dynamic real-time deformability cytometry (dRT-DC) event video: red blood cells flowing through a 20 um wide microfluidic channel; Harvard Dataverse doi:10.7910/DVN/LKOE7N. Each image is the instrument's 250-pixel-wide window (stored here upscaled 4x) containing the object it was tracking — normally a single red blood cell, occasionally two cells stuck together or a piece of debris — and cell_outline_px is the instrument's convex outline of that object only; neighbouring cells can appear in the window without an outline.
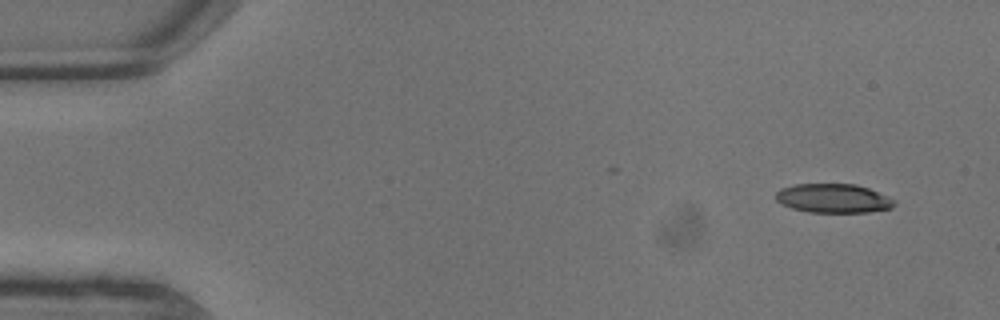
{"species": "common noctule bat (a hibernating species)", "species_latin": "Nyctalus noctula", "temperature_condition": "warm", "stored_images_in_passage": 9, "camera_frame_rate_fps": 3000, "um_per_image_px": 0.085, "animal": {"sex": "male", "body_mass_g": 13.3}, "frame": {"image": 1, "passage_image": 1, "time_ms": 0.0, "image_size_px": [1000, 320], "cell_outline_px": [[896, 204], [892, 208], [868, 212], [808, 212], [792, 208], [780, 204], [776, 200], [776, 192], [780, 188], [796, 184], [856, 184], [868, 188], [896, 200]], "centroid_in_image_um": [70.82, 16.86], "position_along_channel_um": 14.2, "area_um2": 20.11}}
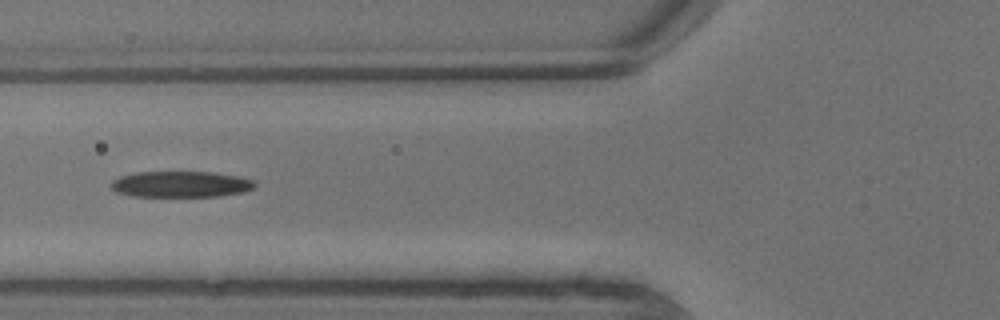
{"frame": {"image": 2, "passage_image": 7, "time_ms": 2.0, "image_size_px": [1000, 320], "cell_outline_px": [[256, 184], [252, 188], [244, 192], [220, 196], [132, 196], [116, 192], [112, 188], [112, 180], [120, 176], [136, 172], [212, 172], [236, 176], [252, 180]], "centroid_in_image_um": [15.35, 15.66], "position_along_channel_um": 110.5, "area_um2": 21.68}}
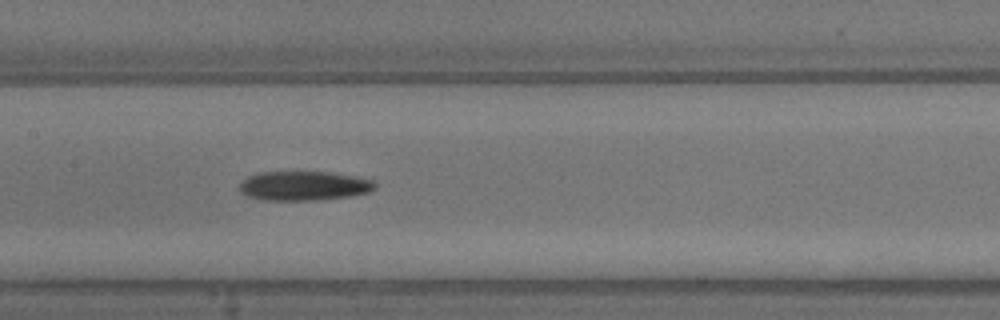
{"frame": {"image": 3, "passage_image": 9, "time_ms": 2.667, "image_size_px": [1000, 320], "cell_outline_px": [[376, 188], [368, 192], [352, 196], [316, 200], [264, 200], [248, 196], [240, 192], [240, 184], [248, 176], [260, 172], [328, 172], [376, 180]], "centroid_in_image_um": [25.86, 15.8], "position_along_channel_um": 181.5, "area_um2": 23.12}}